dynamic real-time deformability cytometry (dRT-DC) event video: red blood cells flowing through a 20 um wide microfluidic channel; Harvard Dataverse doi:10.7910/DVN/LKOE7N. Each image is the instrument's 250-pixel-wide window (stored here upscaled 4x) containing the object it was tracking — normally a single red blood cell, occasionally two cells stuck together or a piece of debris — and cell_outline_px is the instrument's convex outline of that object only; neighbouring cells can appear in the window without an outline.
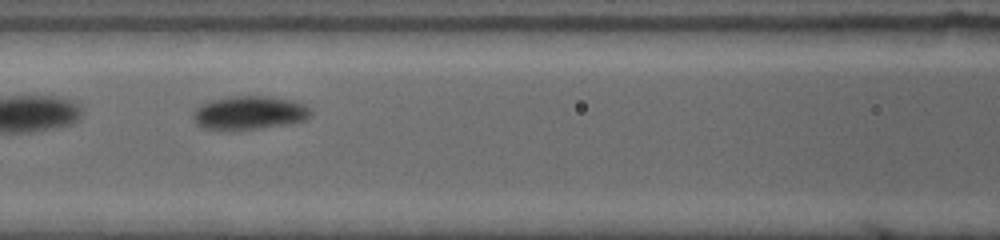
{"species": "common noctule bat (a hibernating species)", "species_latin": "Nyctalus noctula", "temperature_condition": "warm", "stored_images_in_passage": 13, "camera_frame_rate_fps": 4500, "um_per_image_px": 0.085, "animal": {"sex": "female", "body_mass_g": 19.0, "forearm_length_mm": 53.3}, "frame": {"image": 1, "passage_image": 8, "time_ms": 2.444, "image_size_px": [1000, 240], "cell_outline_px": [[312, 112], [308, 120], [288, 124], [232, 132], [224, 132], [200, 128], [192, 120], [192, 112], [200, 104], [208, 100], [228, 96], [268, 96], [292, 100], [304, 104], [312, 108]], "centroid_in_image_um": [21.13, 9.62], "position_along_channel_um": 145.5, "area_um2": 24.1}}
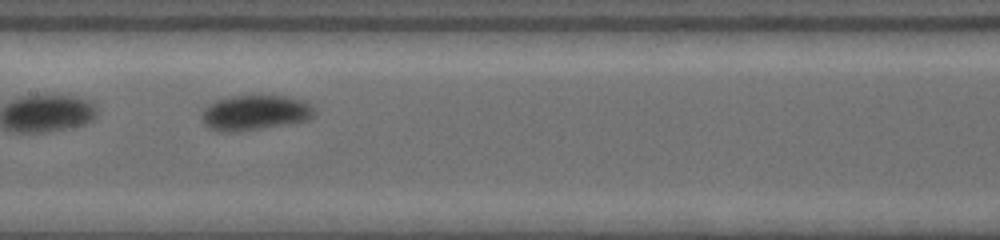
{"frame": {"image": 2, "passage_image": 11, "time_ms": 3.556, "image_size_px": [1000, 240], "cell_outline_px": [[316, 112], [308, 120], [292, 124], [232, 132], [216, 132], [208, 128], [200, 120], [200, 112], [208, 104], [216, 100], [232, 96], [284, 96], [300, 100], [312, 104], [316, 108]], "centroid_in_image_um": [21.64, 9.59], "position_along_channel_um": 185.8, "area_um2": 23.47}}